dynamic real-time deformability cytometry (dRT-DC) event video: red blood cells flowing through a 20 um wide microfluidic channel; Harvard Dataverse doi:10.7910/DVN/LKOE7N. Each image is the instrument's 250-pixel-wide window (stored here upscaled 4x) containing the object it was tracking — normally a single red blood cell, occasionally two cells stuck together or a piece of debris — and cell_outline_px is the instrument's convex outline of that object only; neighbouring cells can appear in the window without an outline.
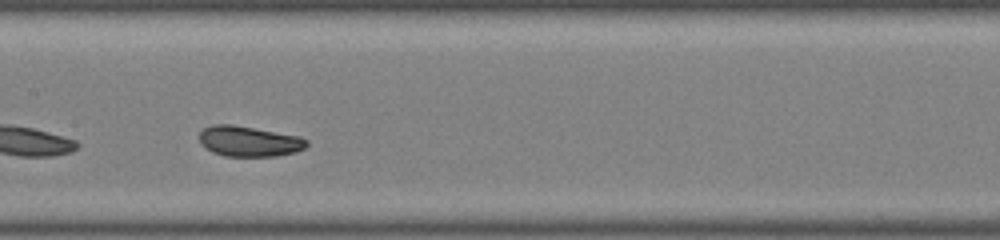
{"species": "common noctule bat (a hibernating species)", "species_latin": "Nyctalus noctula", "temperature_condition": "warm", "stored_images_in_passage": 18, "camera_frame_rate_fps": 3000, "um_per_image_px": 0.085, "animal": {"sex": "male", "body_mass_g": 19.0, "forearm_length_mm": 50.8}, "frame": {"image": 1, "passage_image": 11, "time_ms": 3.333, "image_size_px": [1000, 240], "cell_outline_px": [[304, 144], [300, 148], [288, 152], [264, 156], [232, 156], [216, 152], [208, 148], [204, 144], [200, 136], [208, 128], [248, 128], [288, 136], [304, 140]], "centroid_in_image_um": [21.13, 12.08], "position_along_channel_um": 186.3, "area_um2": 16.01}}